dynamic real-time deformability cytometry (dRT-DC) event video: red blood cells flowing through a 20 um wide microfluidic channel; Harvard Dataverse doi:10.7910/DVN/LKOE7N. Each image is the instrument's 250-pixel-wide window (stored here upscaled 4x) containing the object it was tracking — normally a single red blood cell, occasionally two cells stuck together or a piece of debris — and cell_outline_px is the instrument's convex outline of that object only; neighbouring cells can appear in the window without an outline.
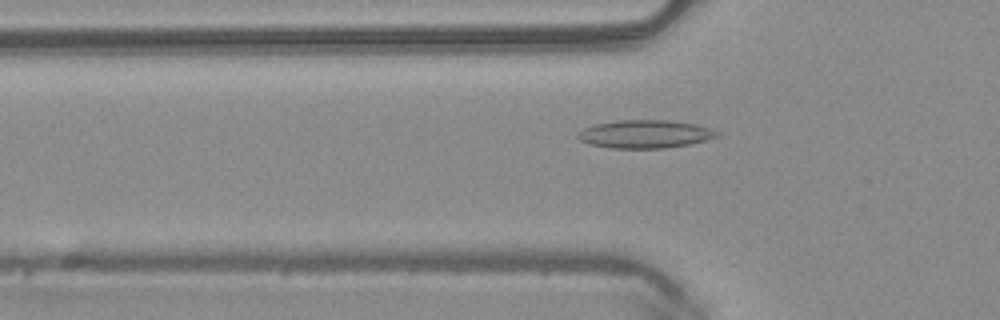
{"species": "common noctule bat (a hibernating species)", "species_latin": "Nyctalus noctula", "temperature_condition": "warm", "stored_images_in_passage": 50, "camera_frame_rate_fps": 3000, "um_per_image_px": 0.085, "animal": {"sex": "male", "body_mass_g": 20.4}, "frame": {"image": 1, "passage_image": 17, "time_ms": 5.333, "image_size_px": [1000, 320], "cell_outline_px": [[720, 136], [688, 144], [664, 148], [608, 148], [588, 144], [580, 140], [576, 136], [584, 128], [596, 124], [620, 120], [668, 120], [696, 124], [712, 128], [720, 132]], "centroid_in_image_um": [54.85, 11.39], "position_along_channel_um": 71.0, "area_um2": 22.77}}
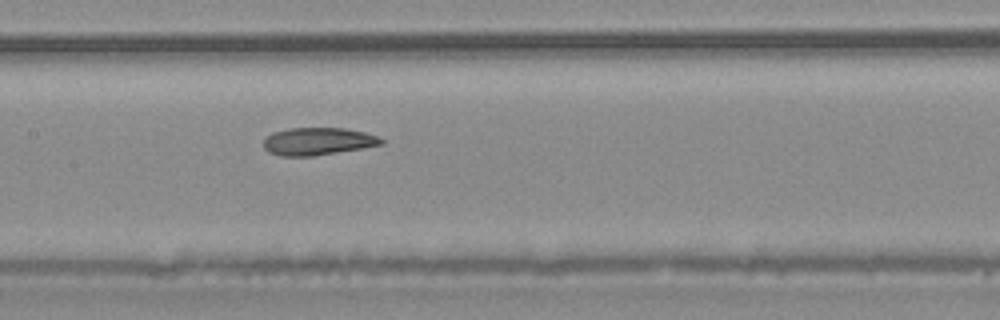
{"frame": {"image": 2, "passage_image": 25, "time_ms": 8.0, "image_size_px": [1000, 320], "cell_outline_px": [[384, 144], [364, 148], [312, 156], [280, 156], [268, 152], [264, 148], [264, 140], [272, 132], [292, 128], [344, 128], [364, 132], [380, 136], [384, 140]], "centroid_in_image_um": [27.05, 12.02], "position_along_channel_um": 180.3, "area_um2": 18.96}}
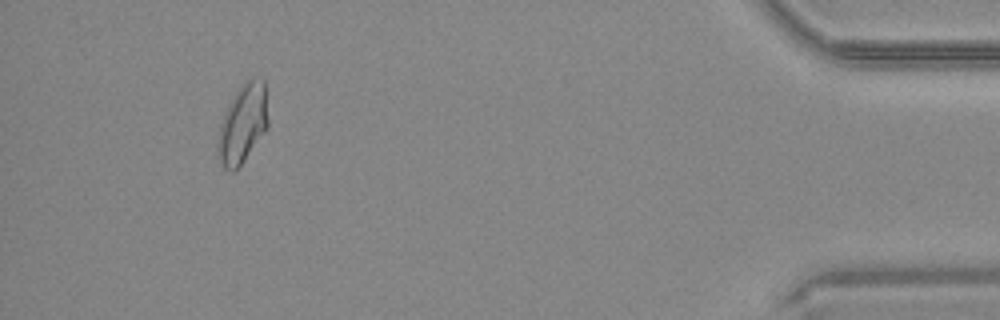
{"frame": {"image": 3, "passage_image": 47, "time_ms": 15.333, "image_size_px": [1000, 320], "cell_outline_px": [[268, 128], [244, 160], [232, 172], [224, 168], [216, 156], [216, 144], [220, 124], [224, 112], [228, 104], [236, 92], [252, 76], [264, 80], [268, 120]], "centroid_in_image_um": [20.61, 10.54], "position_along_channel_um": 414.6, "area_um2": 23.12}, "authors_computed_cell_mechanics": {"area_um2": 21.1259, "velocity_mm_per_s": 4.0785, "shape_relaxation_time_tau1_ms": 7.6683, "shape_relaxation_time_tau2_ms": 3.7949, "deformation_change_tau1": 0.1838, "deformation_change_tau2": 0.1036}}